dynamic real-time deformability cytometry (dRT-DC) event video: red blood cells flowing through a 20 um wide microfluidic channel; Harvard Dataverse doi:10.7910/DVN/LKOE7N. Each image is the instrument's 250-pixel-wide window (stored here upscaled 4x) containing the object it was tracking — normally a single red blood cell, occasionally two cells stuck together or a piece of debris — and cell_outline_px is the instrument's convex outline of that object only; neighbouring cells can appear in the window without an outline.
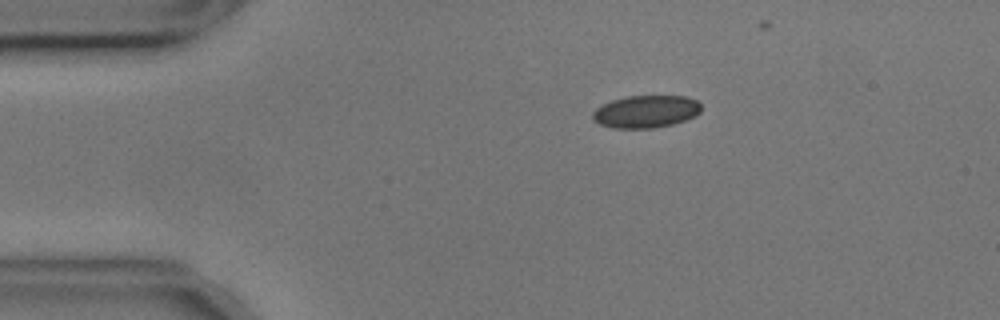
{"species": "common noctule bat (a hibernating species)", "species_latin": "Nyctalus noctula", "temperature_condition": "cold", "stored_images_in_passage": 6, "camera_frame_rate_fps": 3000, "um_per_image_px": 0.085, "animal": {"sex": "male", "body_mass_g": 17.9, "forearm_length_mm": 54.2}, "frame": {"image": 1, "passage_image": 1, "time_ms": 0.0, "image_size_px": [1000, 320], "cell_outline_px": [[700, 112], [696, 116], [672, 124], [652, 128], [612, 128], [600, 124], [592, 116], [592, 112], [596, 108], [612, 100], [628, 96], [688, 96], [696, 100], [700, 104]], "centroid_in_image_um": [54.92, 9.48], "position_along_channel_um": 30.1, "area_um2": 20.4}}